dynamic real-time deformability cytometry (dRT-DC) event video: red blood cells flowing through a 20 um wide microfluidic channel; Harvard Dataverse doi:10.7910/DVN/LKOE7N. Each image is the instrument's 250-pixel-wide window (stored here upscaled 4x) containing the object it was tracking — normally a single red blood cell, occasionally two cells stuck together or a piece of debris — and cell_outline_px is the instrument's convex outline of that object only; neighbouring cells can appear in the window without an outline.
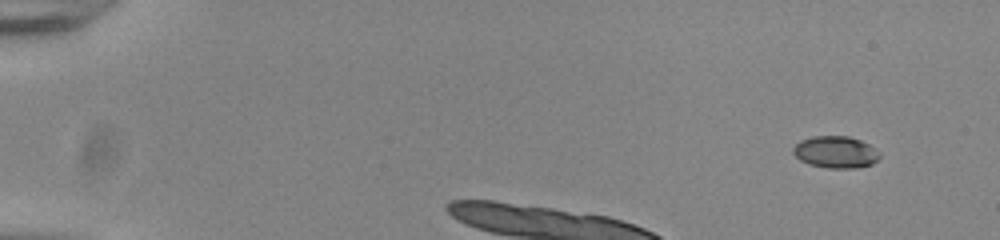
{"species": "common noctule bat (a hibernating species)", "species_latin": "Nyctalus noctula", "temperature_condition": "room temperature", "stored_images_in_passage": 35, "camera_frame_rate_fps": 3000, "um_per_image_px": 0.085, "animal": {"sex": "male", "body_mass_g": 20.0, "forearm_length_mm": 53.3}, "frame": {"image": 1, "passage_image": 1, "time_ms": 0.0, "image_size_px": [1000, 240], "cell_outline_px": [[880, 156], [872, 164], [856, 168], [828, 168], [808, 164], [800, 160], [792, 152], [792, 148], [800, 140], [812, 136], [848, 136], [860, 140], [876, 148], [880, 152]], "centroid_in_image_um": [71.02, 12.92], "position_along_channel_um": 14.0, "area_um2": 16.18}}
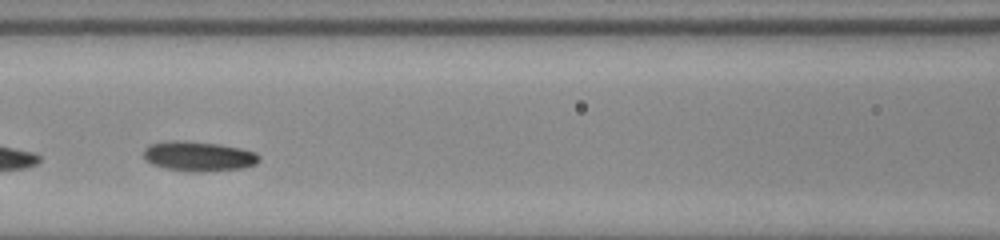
{"frame": {"image": 2, "passage_image": 16, "time_ms": 5.0, "image_size_px": [1000, 240], "cell_outline_px": [[260, 160], [256, 164], [244, 168], [200, 172], [168, 168], [152, 164], [144, 156], [144, 148], [148, 144], [168, 140], [184, 140], [216, 144], [240, 148], [256, 152], [260, 156]], "centroid_in_image_um": [16.9, 13.27], "position_along_channel_um": 149.7, "area_um2": 20.0}, "authors_computed_cell_mechanics": {"area_um2": 18.8428, "velocity_mm_per_s": 3.8, "shape_relaxation_time_tau1_ms": 2.0192, "shape_relaxation_time_tau2_ms": 4.8879, "deformation_change_tau1": 0.1034, "deformation_change_tau2": 0.1224}}